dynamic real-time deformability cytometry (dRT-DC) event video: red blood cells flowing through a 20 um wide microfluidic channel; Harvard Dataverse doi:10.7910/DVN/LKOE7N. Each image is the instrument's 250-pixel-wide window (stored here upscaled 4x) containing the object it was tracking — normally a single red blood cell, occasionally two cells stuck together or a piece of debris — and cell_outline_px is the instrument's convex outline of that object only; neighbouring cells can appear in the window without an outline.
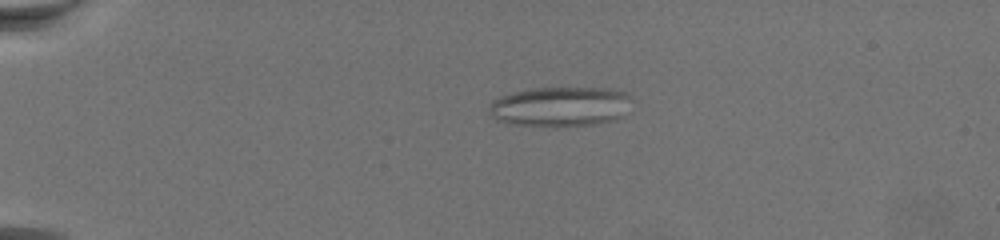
{"species": "common noctule bat (a hibernating species)", "species_latin": "Nyctalus noctula", "temperature_condition": "warm", "stored_images_in_passage": 72, "camera_frame_rate_fps": 3000, "um_per_image_px": 0.085, "animal": {"sex": "female", "body_mass_g": 19.5, "forearm_length_mm": 54.1}, "frame": {"image": 1, "passage_image": 19, "time_ms": 6.0, "image_size_px": [1000, 240], "cell_outline_px": [[632, 100], [620, 116], [616, 120], [592, 124], [512, 124], [500, 120], [488, 112], [488, 108], [492, 100], [516, 92], [532, 88], [604, 88], [624, 92]], "centroid_in_image_um": [47.63, 9.02], "position_along_channel_um": 37.4, "area_um2": 31.85}}
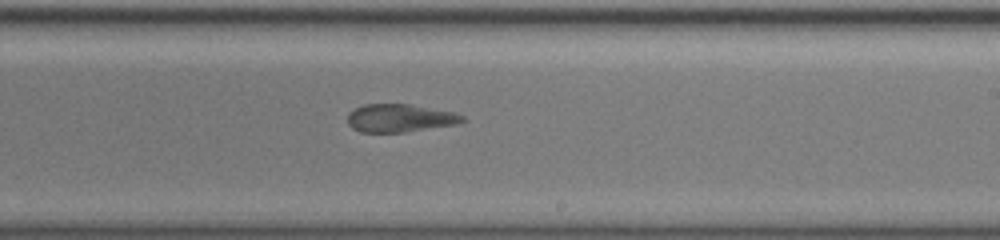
{"frame": {"image": 2, "passage_image": 47, "time_ms": 15.333, "image_size_px": [1000, 240], "cell_outline_px": [[464, 120], [456, 124], [404, 132], [360, 132], [352, 128], [348, 124], [348, 112], [364, 104], [408, 104], [456, 112], [464, 116]], "centroid_in_image_um": [33.97, 10.03], "position_along_channel_um": 255.0, "area_um2": 18.67}}
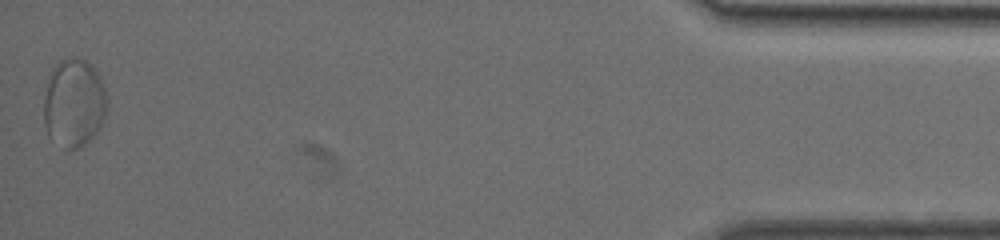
{"frame": {"image": 3, "passage_image": 72, "time_ms": 23.667, "image_size_px": [1000, 240], "cell_outline_px": [[108, 104], [104, 116], [96, 132], [80, 148], [72, 152], [68, 152], [48, 136], [44, 124], [44, 96], [48, 80], [52, 68], [60, 60], [72, 56], [76, 56], [92, 64], [104, 88], [108, 100]], "centroid_in_image_um": [6.26, 8.77], "position_along_channel_um": 428.9, "area_um2": 32.89}}